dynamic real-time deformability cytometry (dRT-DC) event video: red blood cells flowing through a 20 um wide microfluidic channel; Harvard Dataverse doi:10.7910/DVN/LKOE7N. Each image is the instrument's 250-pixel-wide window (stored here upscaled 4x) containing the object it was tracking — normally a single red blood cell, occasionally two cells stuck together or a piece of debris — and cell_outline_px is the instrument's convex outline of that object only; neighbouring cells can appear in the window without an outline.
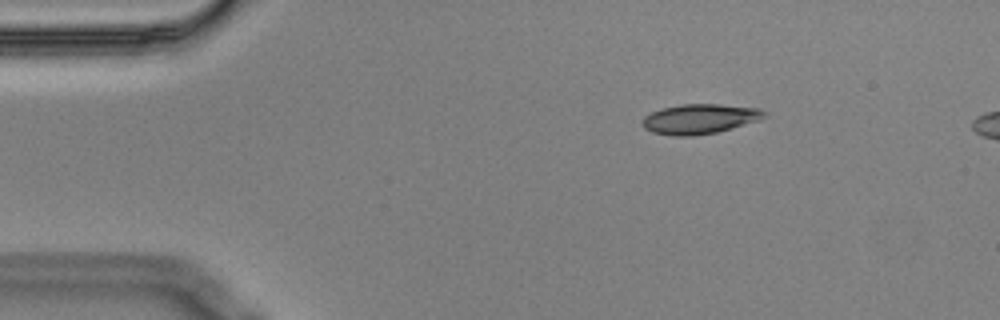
{"species": "Egyptian fruit bat (a non-hibernating species)", "species_latin": "Rousettus aegyptiacus", "temperature_condition": "cold", "stored_images_in_passage": 47, "segment_of_instrument_passage": [1, 2], "camera_frame_rate_fps": 3000, "um_per_image_px": 0.085, "animal": {"sex": "male"}, "frame": {"image": 1, "passage_image": 1, "time_ms": 0.0, "image_size_px": [1000, 320], "cell_outline_px": [[768, 116], [760, 120], [732, 128], [716, 132], [692, 136], [672, 136], [652, 132], [644, 128], [640, 124], [644, 116], [660, 108], [680, 104], [720, 104], [760, 108], [768, 112]], "centroid_in_image_um": [59.48, 10.1], "position_along_channel_um": 25.5, "area_um2": 21.56}}
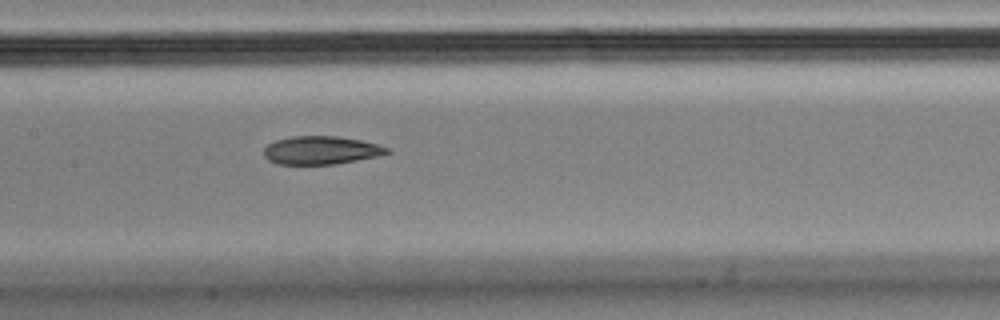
{"frame": {"image": 2, "passage_image": 19, "time_ms": 6.0, "image_size_px": [1000, 320], "cell_outline_px": [[392, 152], [376, 156], [336, 164], [276, 164], [268, 160], [264, 156], [264, 148], [268, 144], [276, 140], [292, 136], [336, 136], [360, 140], [392, 148]], "centroid_in_image_um": [27.28, 12.77], "position_along_channel_um": 180.1, "area_um2": 20.23}}
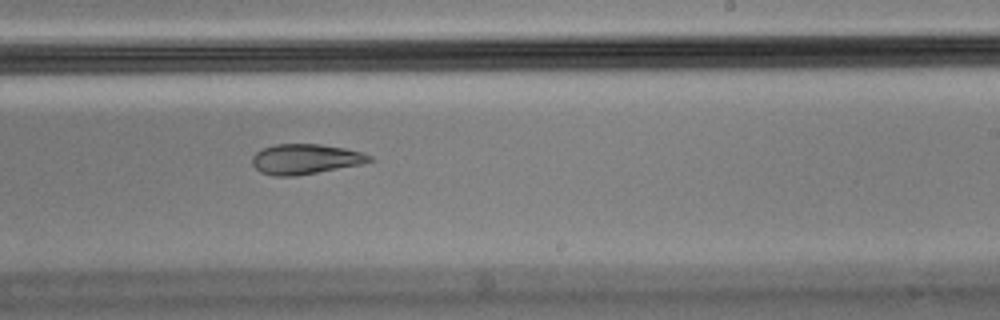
{"frame": {"image": 3, "passage_image": 26, "time_ms": 8.333, "image_size_px": [1000, 320], "cell_outline_px": [[376, 160], [360, 164], [296, 176], [272, 176], [260, 172], [252, 164], [252, 156], [256, 152], [264, 148], [276, 144], [320, 144], [344, 148], [360, 152], [372, 156]], "centroid_in_image_um": [25.94, 13.52], "position_along_channel_um": 263.1, "area_um2": 20.52}}